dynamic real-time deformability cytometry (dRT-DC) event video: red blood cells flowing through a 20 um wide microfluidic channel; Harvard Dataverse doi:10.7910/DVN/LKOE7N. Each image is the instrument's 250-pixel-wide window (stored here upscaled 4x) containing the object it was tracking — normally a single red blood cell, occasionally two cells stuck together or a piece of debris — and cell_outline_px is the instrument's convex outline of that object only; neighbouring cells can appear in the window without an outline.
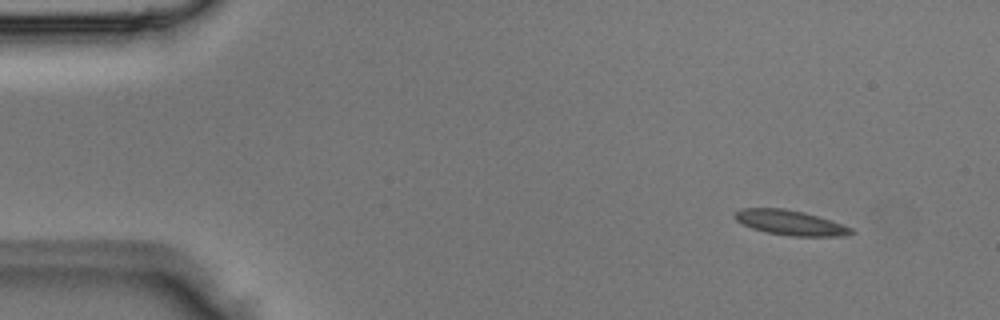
{"species": "Egyptian fruit bat (a non-hibernating species)", "species_latin": "Rousettus aegyptiacus", "temperature_condition": "room temperature", "stored_images_in_passage": 3, "camera_frame_rate_fps": 3000, "um_per_image_px": 0.085, "animal": {"sex": "male"}, "frame": {"image": 1, "passage_image": 1, "time_ms": 0.0, "image_size_px": [1000, 320], "cell_outline_px": [[856, 232], [844, 236], [792, 236], [768, 232], [752, 228], [736, 220], [732, 216], [740, 208], [784, 208], [804, 212], [832, 220], [852, 228]], "centroid_in_image_um": [67.19, 18.92], "position_along_channel_um": 17.8, "area_um2": 16.88}}
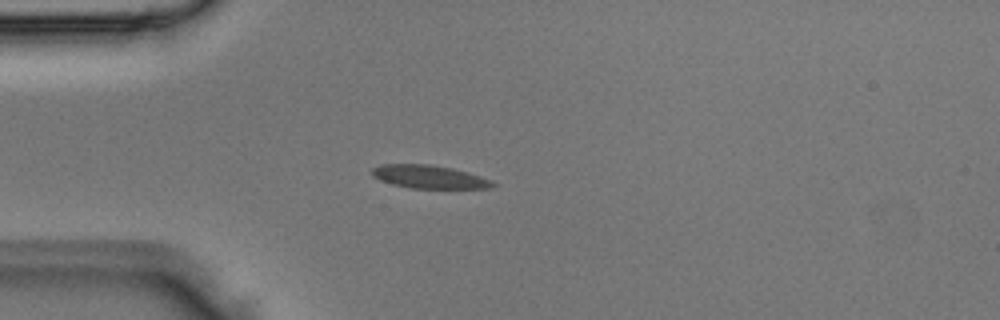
{"frame": {"image": 2, "passage_image": 3, "time_ms": 0.667, "image_size_px": [1000, 320], "cell_outline_px": [[496, 184], [492, 188], [412, 188], [392, 184], [380, 180], [372, 176], [372, 168], [380, 164], [428, 164], [452, 168], [468, 172], [492, 180]], "centroid_in_image_um": [36.48, 15.02], "position_along_channel_um": 48.5, "area_um2": 16.3}}